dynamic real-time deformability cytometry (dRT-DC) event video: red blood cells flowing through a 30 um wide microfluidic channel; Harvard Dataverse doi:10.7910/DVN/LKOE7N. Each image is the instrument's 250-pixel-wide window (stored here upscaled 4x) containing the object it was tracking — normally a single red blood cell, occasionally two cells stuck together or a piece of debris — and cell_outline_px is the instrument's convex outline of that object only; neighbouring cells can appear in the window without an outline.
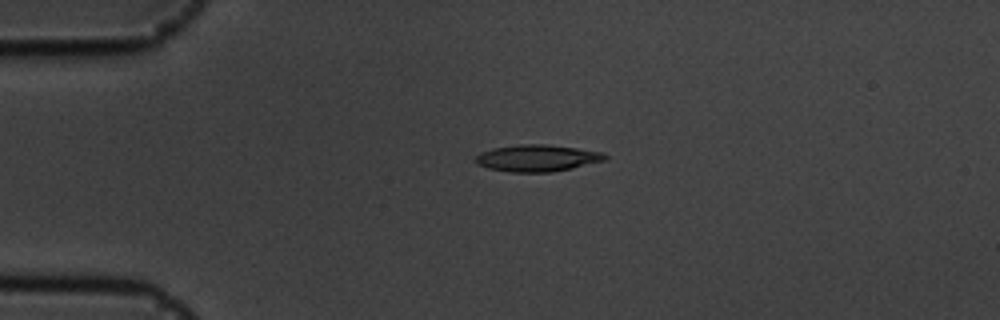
{"species": "common noctule bat (a hibernating species)", "species_latin": "Nyctalus noctula", "temperature_condition": "cold", "stored_images_in_passage": 44, "camera_frame_rate_fps": 3000, "um_per_image_px": 0.085, "animal": {"sex": "male", "body_mass_g": 19.5, "forearm_length_mm": 54.6}, "frame": {"image": 1, "passage_image": 1, "time_ms": 0.0, "image_size_px": [1000, 320], "cell_outline_px": [[608, 160], [572, 168], [552, 172], [508, 172], [488, 168], [476, 164], [476, 156], [480, 152], [492, 148], [516, 144], [544, 144], [576, 148], [604, 152], [608, 156]], "centroid_in_image_um": [45.68, 13.43], "position_along_channel_um": 39.3, "area_um2": 20.4}}
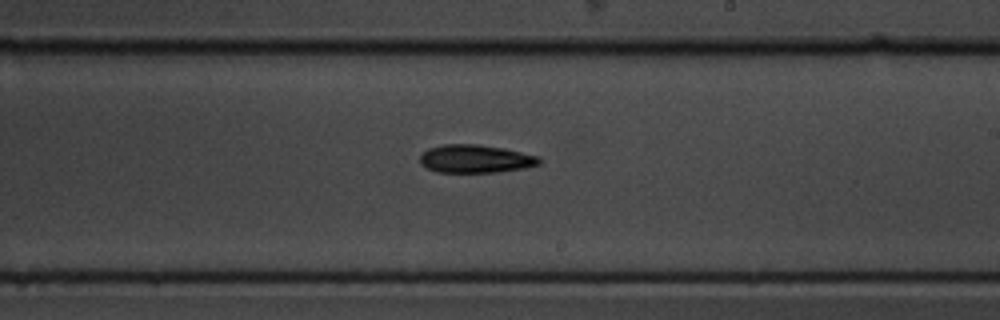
{"frame": {"image": 2, "passage_image": 21, "time_ms": 6.667, "image_size_px": [1000, 320], "cell_outline_px": [[540, 164], [524, 168], [496, 172], [436, 172], [420, 164], [420, 156], [428, 148], [444, 144], [476, 144], [500, 148], [540, 156]], "centroid_in_image_um": [40.39, 13.5], "position_along_channel_um": 248.6, "area_um2": 19.36}}
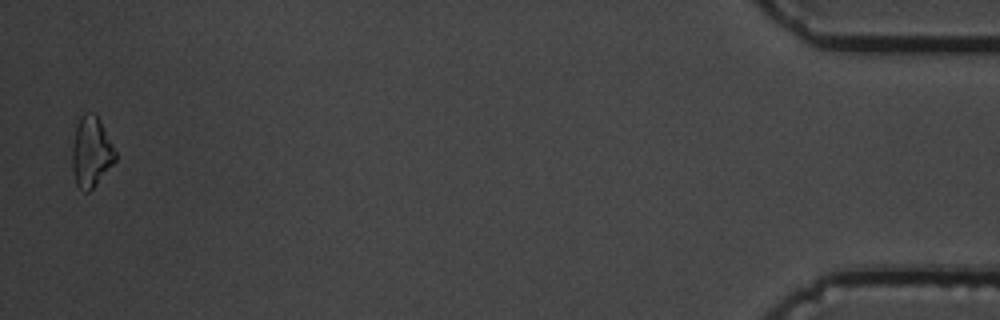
{"frame": {"image": 3, "passage_image": 43, "time_ms": 14.0, "image_size_px": [1000, 320], "cell_outline_px": [[116, 160], [96, 184], [88, 192], [84, 192], [76, 184], [72, 168], [72, 148], [76, 124], [80, 116], [84, 112], [96, 112], [116, 152]], "centroid_in_image_um": [7.74, 12.88], "position_along_channel_um": 427.5, "area_um2": 17.74}, "authors_computed_cell_mechanics": {"area_um2": 18.9295, "velocity_mm_per_s": 3.6073, "shape_relaxation_time_tau1_ms": 3.2265, "shape_relaxation_time_tau2_ms": null, "deformation_change_tau1": 0.1113, "deformation_change_tau2": null}}